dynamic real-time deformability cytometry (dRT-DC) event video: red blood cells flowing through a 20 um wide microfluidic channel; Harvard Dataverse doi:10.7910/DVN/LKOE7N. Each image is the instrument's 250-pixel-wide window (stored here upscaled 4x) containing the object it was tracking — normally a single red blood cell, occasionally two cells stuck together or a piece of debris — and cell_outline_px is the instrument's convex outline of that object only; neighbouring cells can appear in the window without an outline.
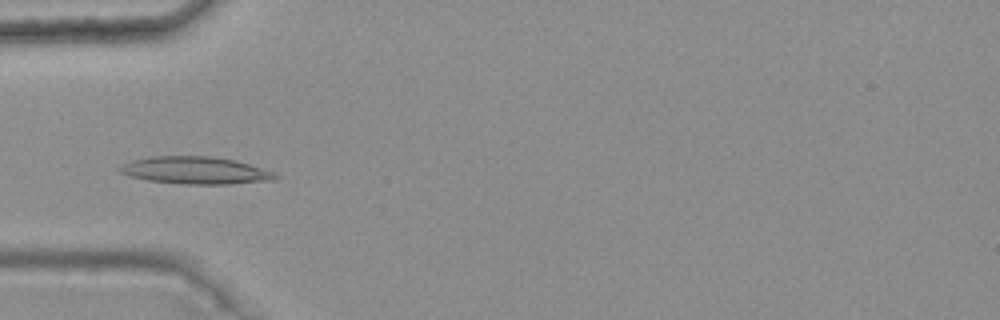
{"species": "common noctule bat (a hibernating species)", "species_latin": "Nyctalus noctula", "temperature_condition": "warm", "stored_images_in_passage": 8, "camera_frame_rate_fps": 3000, "um_per_image_px": 0.085, "animal": {"sex": "female", "body_mass_g": 25.1}, "frame": {"image": 1, "passage_image": 5, "time_ms": 1.333, "image_size_px": [1000, 320], "cell_outline_px": [[280, 176], [276, 180], [228, 184], [180, 184], [148, 180], [128, 176], [120, 172], [116, 168], [132, 160], [152, 156], [212, 156], [236, 160], [276, 172]], "centroid_in_image_um": [16.64, 14.48], "position_along_channel_um": 68.4, "area_um2": 25.03}}
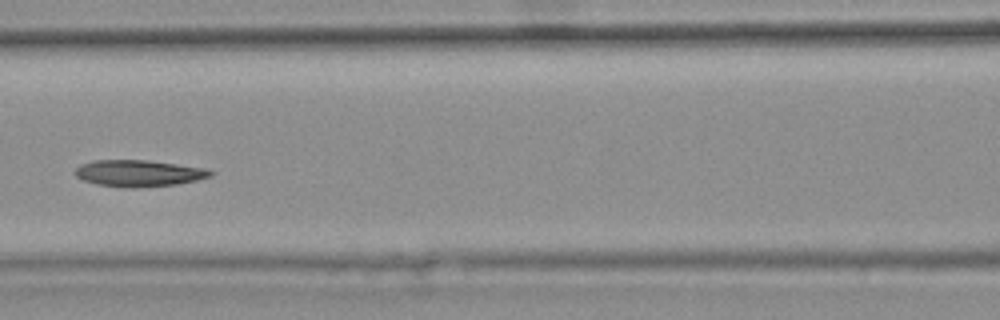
{"frame": {"image": 2, "passage_image": 7, "time_ms": 2.0, "image_size_px": [1000, 320], "cell_outline_px": [[216, 172], [212, 176], [196, 180], [176, 184], [132, 188], [96, 184], [84, 180], [76, 176], [72, 172], [80, 164], [92, 160], [148, 160], [208, 168]], "centroid_in_image_um": [11.81, 14.71], "position_along_channel_um": 154.8, "area_um2": 21.1}}
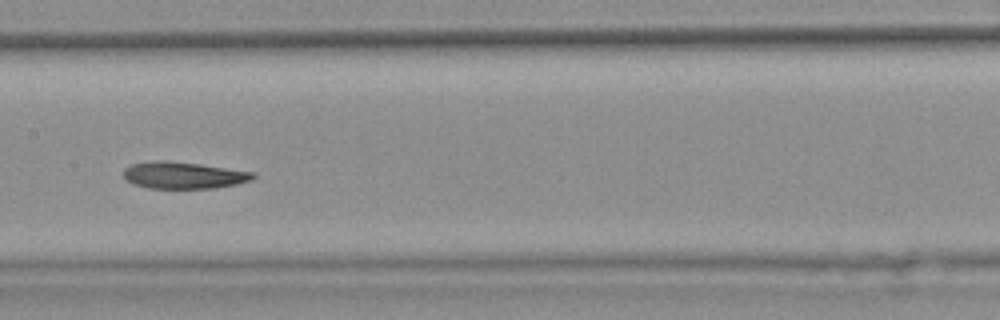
{"frame": {"image": 3, "passage_image": 8, "time_ms": 2.333, "image_size_px": [1000, 320], "cell_outline_px": [[256, 176], [252, 180], [236, 184], [216, 188], [148, 188], [132, 184], [124, 180], [124, 168], [132, 164], [152, 160], [168, 160], [200, 164], [256, 172]], "centroid_in_image_um": [15.59, 14.89], "position_along_channel_um": 191.8, "area_um2": 20.52}}